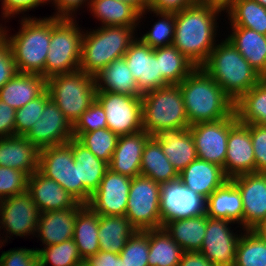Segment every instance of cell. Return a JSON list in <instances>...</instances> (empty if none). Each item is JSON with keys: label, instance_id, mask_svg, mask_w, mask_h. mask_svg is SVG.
I'll use <instances>...</instances> for the list:
<instances>
[{"label": "cell", "instance_id": "cell-24", "mask_svg": "<svg viewBox=\"0 0 266 266\" xmlns=\"http://www.w3.org/2000/svg\"><path fill=\"white\" fill-rule=\"evenodd\" d=\"M228 179L221 166L199 158L179 173V180L187 188L200 194L205 199Z\"/></svg>", "mask_w": 266, "mask_h": 266}, {"label": "cell", "instance_id": "cell-16", "mask_svg": "<svg viewBox=\"0 0 266 266\" xmlns=\"http://www.w3.org/2000/svg\"><path fill=\"white\" fill-rule=\"evenodd\" d=\"M131 180L108 168L87 205L98 215H125Z\"/></svg>", "mask_w": 266, "mask_h": 266}, {"label": "cell", "instance_id": "cell-55", "mask_svg": "<svg viewBox=\"0 0 266 266\" xmlns=\"http://www.w3.org/2000/svg\"><path fill=\"white\" fill-rule=\"evenodd\" d=\"M197 0H150L149 9L158 12L176 13Z\"/></svg>", "mask_w": 266, "mask_h": 266}, {"label": "cell", "instance_id": "cell-59", "mask_svg": "<svg viewBox=\"0 0 266 266\" xmlns=\"http://www.w3.org/2000/svg\"><path fill=\"white\" fill-rule=\"evenodd\" d=\"M125 2L134 7L139 13H142L149 9L150 0H119Z\"/></svg>", "mask_w": 266, "mask_h": 266}, {"label": "cell", "instance_id": "cell-33", "mask_svg": "<svg viewBox=\"0 0 266 266\" xmlns=\"http://www.w3.org/2000/svg\"><path fill=\"white\" fill-rule=\"evenodd\" d=\"M136 232L125 215H99L98 242L100 251L119 254Z\"/></svg>", "mask_w": 266, "mask_h": 266}, {"label": "cell", "instance_id": "cell-32", "mask_svg": "<svg viewBox=\"0 0 266 266\" xmlns=\"http://www.w3.org/2000/svg\"><path fill=\"white\" fill-rule=\"evenodd\" d=\"M207 215L167 221L163 228L184 252L200 251L207 226Z\"/></svg>", "mask_w": 266, "mask_h": 266}, {"label": "cell", "instance_id": "cell-26", "mask_svg": "<svg viewBox=\"0 0 266 266\" xmlns=\"http://www.w3.org/2000/svg\"><path fill=\"white\" fill-rule=\"evenodd\" d=\"M39 151L25 136L0 138V166L20 170L30 176L38 170Z\"/></svg>", "mask_w": 266, "mask_h": 266}, {"label": "cell", "instance_id": "cell-12", "mask_svg": "<svg viewBox=\"0 0 266 266\" xmlns=\"http://www.w3.org/2000/svg\"><path fill=\"white\" fill-rule=\"evenodd\" d=\"M40 214L28 191L0 200V231H5L4 242L14 235L35 236Z\"/></svg>", "mask_w": 266, "mask_h": 266}, {"label": "cell", "instance_id": "cell-54", "mask_svg": "<svg viewBox=\"0 0 266 266\" xmlns=\"http://www.w3.org/2000/svg\"><path fill=\"white\" fill-rule=\"evenodd\" d=\"M16 110L0 99V138L15 136Z\"/></svg>", "mask_w": 266, "mask_h": 266}, {"label": "cell", "instance_id": "cell-64", "mask_svg": "<svg viewBox=\"0 0 266 266\" xmlns=\"http://www.w3.org/2000/svg\"><path fill=\"white\" fill-rule=\"evenodd\" d=\"M0 237H1V238H0V239H1V240H0V249H1L2 246H3V247L5 246V245H3V244H5V242H4V237H2L1 234H0ZM2 240H3V241H2Z\"/></svg>", "mask_w": 266, "mask_h": 266}, {"label": "cell", "instance_id": "cell-43", "mask_svg": "<svg viewBox=\"0 0 266 266\" xmlns=\"http://www.w3.org/2000/svg\"><path fill=\"white\" fill-rule=\"evenodd\" d=\"M73 136L97 158L108 164L119 139V135L108 128H101L88 133H73Z\"/></svg>", "mask_w": 266, "mask_h": 266}, {"label": "cell", "instance_id": "cell-11", "mask_svg": "<svg viewBox=\"0 0 266 266\" xmlns=\"http://www.w3.org/2000/svg\"><path fill=\"white\" fill-rule=\"evenodd\" d=\"M96 100L105 111L107 128L113 133L121 136L142 130V96L96 91Z\"/></svg>", "mask_w": 266, "mask_h": 266}, {"label": "cell", "instance_id": "cell-34", "mask_svg": "<svg viewBox=\"0 0 266 266\" xmlns=\"http://www.w3.org/2000/svg\"><path fill=\"white\" fill-rule=\"evenodd\" d=\"M87 8L102 26L140 27V13L128 3L119 0H90Z\"/></svg>", "mask_w": 266, "mask_h": 266}, {"label": "cell", "instance_id": "cell-52", "mask_svg": "<svg viewBox=\"0 0 266 266\" xmlns=\"http://www.w3.org/2000/svg\"><path fill=\"white\" fill-rule=\"evenodd\" d=\"M2 1V19L10 20L15 17L14 15L23 14L31 11V9L37 8L49 3V0H1Z\"/></svg>", "mask_w": 266, "mask_h": 266}, {"label": "cell", "instance_id": "cell-4", "mask_svg": "<svg viewBox=\"0 0 266 266\" xmlns=\"http://www.w3.org/2000/svg\"><path fill=\"white\" fill-rule=\"evenodd\" d=\"M26 16V17H25ZM20 29L13 36H4L11 47L18 73L39 74L45 78V63L51 40V16L39 19L21 16Z\"/></svg>", "mask_w": 266, "mask_h": 266}, {"label": "cell", "instance_id": "cell-38", "mask_svg": "<svg viewBox=\"0 0 266 266\" xmlns=\"http://www.w3.org/2000/svg\"><path fill=\"white\" fill-rule=\"evenodd\" d=\"M160 75L169 85H179L197 66L174 45L154 48Z\"/></svg>", "mask_w": 266, "mask_h": 266}, {"label": "cell", "instance_id": "cell-56", "mask_svg": "<svg viewBox=\"0 0 266 266\" xmlns=\"http://www.w3.org/2000/svg\"><path fill=\"white\" fill-rule=\"evenodd\" d=\"M86 261L90 266H124L119 254L100 250L89 256Z\"/></svg>", "mask_w": 266, "mask_h": 266}, {"label": "cell", "instance_id": "cell-40", "mask_svg": "<svg viewBox=\"0 0 266 266\" xmlns=\"http://www.w3.org/2000/svg\"><path fill=\"white\" fill-rule=\"evenodd\" d=\"M230 27H244L266 35V8L253 0H236L227 12Z\"/></svg>", "mask_w": 266, "mask_h": 266}, {"label": "cell", "instance_id": "cell-48", "mask_svg": "<svg viewBox=\"0 0 266 266\" xmlns=\"http://www.w3.org/2000/svg\"><path fill=\"white\" fill-rule=\"evenodd\" d=\"M107 128L106 115L101 104L95 100L73 125V133H88Z\"/></svg>", "mask_w": 266, "mask_h": 266}, {"label": "cell", "instance_id": "cell-19", "mask_svg": "<svg viewBox=\"0 0 266 266\" xmlns=\"http://www.w3.org/2000/svg\"><path fill=\"white\" fill-rule=\"evenodd\" d=\"M230 180L242 197L243 231L252 230L266 218V173H246Z\"/></svg>", "mask_w": 266, "mask_h": 266}, {"label": "cell", "instance_id": "cell-61", "mask_svg": "<svg viewBox=\"0 0 266 266\" xmlns=\"http://www.w3.org/2000/svg\"><path fill=\"white\" fill-rule=\"evenodd\" d=\"M74 266H90L86 260H81L80 262H77Z\"/></svg>", "mask_w": 266, "mask_h": 266}, {"label": "cell", "instance_id": "cell-65", "mask_svg": "<svg viewBox=\"0 0 266 266\" xmlns=\"http://www.w3.org/2000/svg\"><path fill=\"white\" fill-rule=\"evenodd\" d=\"M35 266H45V265H43L40 261H38Z\"/></svg>", "mask_w": 266, "mask_h": 266}, {"label": "cell", "instance_id": "cell-39", "mask_svg": "<svg viewBox=\"0 0 266 266\" xmlns=\"http://www.w3.org/2000/svg\"><path fill=\"white\" fill-rule=\"evenodd\" d=\"M183 252L164 228L149 230L148 266H178Z\"/></svg>", "mask_w": 266, "mask_h": 266}, {"label": "cell", "instance_id": "cell-3", "mask_svg": "<svg viewBox=\"0 0 266 266\" xmlns=\"http://www.w3.org/2000/svg\"><path fill=\"white\" fill-rule=\"evenodd\" d=\"M201 67L234 103L263 79L227 38L218 41Z\"/></svg>", "mask_w": 266, "mask_h": 266}, {"label": "cell", "instance_id": "cell-53", "mask_svg": "<svg viewBox=\"0 0 266 266\" xmlns=\"http://www.w3.org/2000/svg\"><path fill=\"white\" fill-rule=\"evenodd\" d=\"M51 2L55 11L57 10L53 16L58 18H75L78 8H81L82 5L89 7L90 4V0H49V4Z\"/></svg>", "mask_w": 266, "mask_h": 266}, {"label": "cell", "instance_id": "cell-49", "mask_svg": "<svg viewBox=\"0 0 266 266\" xmlns=\"http://www.w3.org/2000/svg\"><path fill=\"white\" fill-rule=\"evenodd\" d=\"M39 261L34 248H13L0 255V266H35Z\"/></svg>", "mask_w": 266, "mask_h": 266}, {"label": "cell", "instance_id": "cell-23", "mask_svg": "<svg viewBox=\"0 0 266 266\" xmlns=\"http://www.w3.org/2000/svg\"><path fill=\"white\" fill-rule=\"evenodd\" d=\"M151 137L143 130L119 136L112 159L108 164L109 169L130 178L139 176L143 150Z\"/></svg>", "mask_w": 266, "mask_h": 266}, {"label": "cell", "instance_id": "cell-21", "mask_svg": "<svg viewBox=\"0 0 266 266\" xmlns=\"http://www.w3.org/2000/svg\"><path fill=\"white\" fill-rule=\"evenodd\" d=\"M152 137L161 144L164 154L178 174L198 158L189 128L160 129Z\"/></svg>", "mask_w": 266, "mask_h": 266}, {"label": "cell", "instance_id": "cell-42", "mask_svg": "<svg viewBox=\"0 0 266 266\" xmlns=\"http://www.w3.org/2000/svg\"><path fill=\"white\" fill-rule=\"evenodd\" d=\"M147 12H150V14L152 12L153 14L155 13L153 16H157L159 19L157 22H154V25L152 26L151 30L147 31L141 37L138 38L144 44L149 45L153 49L172 45L175 29L174 13L158 12L148 9L140 13L139 23L142 21V18L146 17L145 15Z\"/></svg>", "mask_w": 266, "mask_h": 266}, {"label": "cell", "instance_id": "cell-45", "mask_svg": "<svg viewBox=\"0 0 266 266\" xmlns=\"http://www.w3.org/2000/svg\"><path fill=\"white\" fill-rule=\"evenodd\" d=\"M148 254L149 230H136L119 253L124 266H148Z\"/></svg>", "mask_w": 266, "mask_h": 266}, {"label": "cell", "instance_id": "cell-14", "mask_svg": "<svg viewBox=\"0 0 266 266\" xmlns=\"http://www.w3.org/2000/svg\"><path fill=\"white\" fill-rule=\"evenodd\" d=\"M206 213V199L187 188L179 179L161 185L160 215L163 225L170 220Z\"/></svg>", "mask_w": 266, "mask_h": 266}, {"label": "cell", "instance_id": "cell-7", "mask_svg": "<svg viewBox=\"0 0 266 266\" xmlns=\"http://www.w3.org/2000/svg\"><path fill=\"white\" fill-rule=\"evenodd\" d=\"M76 18L51 16V40L45 63V79L79 70L83 30Z\"/></svg>", "mask_w": 266, "mask_h": 266}, {"label": "cell", "instance_id": "cell-37", "mask_svg": "<svg viewBox=\"0 0 266 266\" xmlns=\"http://www.w3.org/2000/svg\"><path fill=\"white\" fill-rule=\"evenodd\" d=\"M234 112L238 122L244 125H266V78L234 103Z\"/></svg>", "mask_w": 266, "mask_h": 266}, {"label": "cell", "instance_id": "cell-30", "mask_svg": "<svg viewBox=\"0 0 266 266\" xmlns=\"http://www.w3.org/2000/svg\"><path fill=\"white\" fill-rule=\"evenodd\" d=\"M74 162L80 163V180L82 181V204L87 205L92 193L99 187L108 163L97 158L88 148L73 138Z\"/></svg>", "mask_w": 266, "mask_h": 266}, {"label": "cell", "instance_id": "cell-46", "mask_svg": "<svg viewBox=\"0 0 266 266\" xmlns=\"http://www.w3.org/2000/svg\"><path fill=\"white\" fill-rule=\"evenodd\" d=\"M50 100V95L45 90L40 96L28 102L15 113V135L26 136L32 126L40 119L45 104Z\"/></svg>", "mask_w": 266, "mask_h": 266}, {"label": "cell", "instance_id": "cell-28", "mask_svg": "<svg viewBox=\"0 0 266 266\" xmlns=\"http://www.w3.org/2000/svg\"><path fill=\"white\" fill-rule=\"evenodd\" d=\"M45 90L46 79L42 75L17 73L1 87L0 99L18 110Z\"/></svg>", "mask_w": 266, "mask_h": 266}, {"label": "cell", "instance_id": "cell-8", "mask_svg": "<svg viewBox=\"0 0 266 266\" xmlns=\"http://www.w3.org/2000/svg\"><path fill=\"white\" fill-rule=\"evenodd\" d=\"M179 85H169L142 95V130L151 136L160 129L189 128Z\"/></svg>", "mask_w": 266, "mask_h": 266}, {"label": "cell", "instance_id": "cell-44", "mask_svg": "<svg viewBox=\"0 0 266 266\" xmlns=\"http://www.w3.org/2000/svg\"><path fill=\"white\" fill-rule=\"evenodd\" d=\"M39 261L50 266H74L83 260L73 239L43 248H36Z\"/></svg>", "mask_w": 266, "mask_h": 266}, {"label": "cell", "instance_id": "cell-62", "mask_svg": "<svg viewBox=\"0 0 266 266\" xmlns=\"http://www.w3.org/2000/svg\"><path fill=\"white\" fill-rule=\"evenodd\" d=\"M5 33V27H3L2 24H0V40L4 37Z\"/></svg>", "mask_w": 266, "mask_h": 266}, {"label": "cell", "instance_id": "cell-9", "mask_svg": "<svg viewBox=\"0 0 266 266\" xmlns=\"http://www.w3.org/2000/svg\"><path fill=\"white\" fill-rule=\"evenodd\" d=\"M161 184L136 176L131 180L125 216L139 231L163 228L160 215Z\"/></svg>", "mask_w": 266, "mask_h": 266}, {"label": "cell", "instance_id": "cell-13", "mask_svg": "<svg viewBox=\"0 0 266 266\" xmlns=\"http://www.w3.org/2000/svg\"><path fill=\"white\" fill-rule=\"evenodd\" d=\"M237 123L234 112L222 120L191 125L189 130L195 142L198 158L218 164L224 170L229 131Z\"/></svg>", "mask_w": 266, "mask_h": 266}, {"label": "cell", "instance_id": "cell-15", "mask_svg": "<svg viewBox=\"0 0 266 266\" xmlns=\"http://www.w3.org/2000/svg\"><path fill=\"white\" fill-rule=\"evenodd\" d=\"M233 221L207 217L204 241L200 252L216 266H234L236 247L242 234L231 230Z\"/></svg>", "mask_w": 266, "mask_h": 266}, {"label": "cell", "instance_id": "cell-2", "mask_svg": "<svg viewBox=\"0 0 266 266\" xmlns=\"http://www.w3.org/2000/svg\"><path fill=\"white\" fill-rule=\"evenodd\" d=\"M179 86L190 126L222 120L234 113V101L202 67H196Z\"/></svg>", "mask_w": 266, "mask_h": 266}, {"label": "cell", "instance_id": "cell-18", "mask_svg": "<svg viewBox=\"0 0 266 266\" xmlns=\"http://www.w3.org/2000/svg\"><path fill=\"white\" fill-rule=\"evenodd\" d=\"M128 64L133 78L137 81L139 93L169 86L159 72V60L154 55V49L144 44L138 35L129 45L123 56Z\"/></svg>", "mask_w": 266, "mask_h": 266}, {"label": "cell", "instance_id": "cell-47", "mask_svg": "<svg viewBox=\"0 0 266 266\" xmlns=\"http://www.w3.org/2000/svg\"><path fill=\"white\" fill-rule=\"evenodd\" d=\"M28 178L20 170L0 166V200L27 191Z\"/></svg>", "mask_w": 266, "mask_h": 266}, {"label": "cell", "instance_id": "cell-17", "mask_svg": "<svg viewBox=\"0 0 266 266\" xmlns=\"http://www.w3.org/2000/svg\"><path fill=\"white\" fill-rule=\"evenodd\" d=\"M26 139L39 150L68 143L73 136V126L62 111L50 99L44 107L40 119L26 134Z\"/></svg>", "mask_w": 266, "mask_h": 266}, {"label": "cell", "instance_id": "cell-35", "mask_svg": "<svg viewBox=\"0 0 266 266\" xmlns=\"http://www.w3.org/2000/svg\"><path fill=\"white\" fill-rule=\"evenodd\" d=\"M140 175L151 178L161 185L179 179V174L167 159L161 144L153 137L145 144Z\"/></svg>", "mask_w": 266, "mask_h": 266}, {"label": "cell", "instance_id": "cell-6", "mask_svg": "<svg viewBox=\"0 0 266 266\" xmlns=\"http://www.w3.org/2000/svg\"><path fill=\"white\" fill-rule=\"evenodd\" d=\"M50 99L73 126L96 100L95 77L77 70L46 79Z\"/></svg>", "mask_w": 266, "mask_h": 266}, {"label": "cell", "instance_id": "cell-50", "mask_svg": "<svg viewBox=\"0 0 266 266\" xmlns=\"http://www.w3.org/2000/svg\"><path fill=\"white\" fill-rule=\"evenodd\" d=\"M256 172L266 173V125L250 124Z\"/></svg>", "mask_w": 266, "mask_h": 266}, {"label": "cell", "instance_id": "cell-41", "mask_svg": "<svg viewBox=\"0 0 266 266\" xmlns=\"http://www.w3.org/2000/svg\"><path fill=\"white\" fill-rule=\"evenodd\" d=\"M234 266H266V240L252 230H244L237 243Z\"/></svg>", "mask_w": 266, "mask_h": 266}, {"label": "cell", "instance_id": "cell-51", "mask_svg": "<svg viewBox=\"0 0 266 266\" xmlns=\"http://www.w3.org/2000/svg\"><path fill=\"white\" fill-rule=\"evenodd\" d=\"M18 70L13 59L11 47L5 36L0 40V89L12 79Z\"/></svg>", "mask_w": 266, "mask_h": 266}, {"label": "cell", "instance_id": "cell-36", "mask_svg": "<svg viewBox=\"0 0 266 266\" xmlns=\"http://www.w3.org/2000/svg\"><path fill=\"white\" fill-rule=\"evenodd\" d=\"M99 215L88 205H84L76 214L73 240L82 259L95 255L99 250Z\"/></svg>", "mask_w": 266, "mask_h": 266}, {"label": "cell", "instance_id": "cell-29", "mask_svg": "<svg viewBox=\"0 0 266 266\" xmlns=\"http://www.w3.org/2000/svg\"><path fill=\"white\" fill-rule=\"evenodd\" d=\"M227 39L258 72L266 78V35L244 27H231Z\"/></svg>", "mask_w": 266, "mask_h": 266}, {"label": "cell", "instance_id": "cell-22", "mask_svg": "<svg viewBox=\"0 0 266 266\" xmlns=\"http://www.w3.org/2000/svg\"><path fill=\"white\" fill-rule=\"evenodd\" d=\"M27 191L41 213L82 205L60 184L45 177L38 170L29 176Z\"/></svg>", "mask_w": 266, "mask_h": 266}, {"label": "cell", "instance_id": "cell-10", "mask_svg": "<svg viewBox=\"0 0 266 266\" xmlns=\"http://www.w3.org/2000/svg\"><path fill=\"white\" fill-rule=\"evenodd\" d=\"M38 171L56 181L82 204L80 163L74 162L73 138L66 144L47 147L39 151Z\"/></svg>", "mask_w": 266, "mask_h": 266}, {"label": "cell", "instance_id": "cell-1", "mask_svg": "<svg viewBox=\"0 0 266 266\" xmlns=\"http://www.w3.org/2000/svg\"><path fill=\"white\" fill-rule=\"evenodd\" d=\"M219 13L221 16L219 10L198 1L174 13L175 29L172 45L197 67H201L207 61L217 44Z\"/></svg>", "mask_w": 266, "mask_h": 266}, {"label": "cell", "instance_id": "cell-58", "mask_svg": "<svg viewBox=\"0 0 266 266\" xmlns=\"http://www.w3.org/2000/svg\"><path fill=\"white\" fill-rule=\"evenodd\" d=\"M198 2L208 5L211 8L219 10L220 12H228L236 0H197Z\"/></svg>", "mask_w": 266, "mask_h": 266}, {"label": "cell", "instance_id": "cell-20", "mask_svg": "<svg viewBox=\"0 0 266 266\" xmlns=\"http://www.w3.org/2000/svg\"><path fill=\"white\" fill-rule=\"evenodd\" d=\"M256 172L254 150L250 135V124L238 122L230 131L224 163V173L232 177Z\"/></svg>", "mask_w": 266, "mask_h": 266}, {"label": "cell", "instance_id": "cell-25", "mask_svg": "<svg viewBox=\"0 0 266 266\" xmlns=\"http://www.w3.org/2000/svg\"><path fill=\"white\" fill-rule=\"evenodd\" d=\"M83 206L41 213L35 234L37 239L40 238L44 247L72 239L76 214Z\"/></svg>", "mask_w": 266, "mask_h": 266}, {"label": "cell", "instance_id": "cell-31", "mask_svg": "<svg viewBox=\"0 0 266 266\" xmlns=\"http://www.w3.org/2000/svg\"><path fill=\"white\" fill-rule=\"evenodd\" d=\"M97 91H110L129 96H142L124 57L108 64L95 76Z\"/></svg>", "mask_w": 266, "mask_h": 266}, {"label": "cell", "instance_id": "cell-5", "mask_svg": "<svg viewBox=\"0 0 266 266\" xmlns=\"http://www.w3.org/2000/svg\"><path fill=\"white\" fill-rule=\"evenodd\" d=\"M138 27L100 26L83 32L79 70L95 77L112 61L122 58L136 39Z\"/></svg>", "mask_w": 266, "mask_h": 266}, {"label": "cell", "instance_id": "cell-60", "mask_svg": "<svg viewBox=\"0 0 266 266\" xmlns=\"http://www.w3.org/2000/svg\"><path fill=\"white\" fill-rule=\"evenodd\" d=\"M261 239L266 240V218H264L260 223H258L253 229Z\"/></svg>", "mask_w": 266, "mask_h": 266}, {"label": "cell", "instance_id": "cell-27", "mask_svg": "<svg viewBox=\"0 0 266 266\" xmlns=\"http://www.w3.org/2000/svg\"><path fill=\"white\" fill-rule=\"evenodd\" d=\"M206 215L238 223L243 230V204L236 185L228 179L206 199Z\"/></svg>", "mask_w": 266, "mask_h": 266}, {"label": "cell", "instance_id": "cell-63", "mask_svg": "<svg viewBox=\"0 0 266 266\" xmlns=\"http://www.w3.org/2000/svg\"><path fill=\"white\" fill-rule=\"evenodd\" d=\"M253 1H255V2L261 4L263 7L266 8V0H253Z\"/></svg>", "mask_w": 266, "mask_h": 266}, {"label": "cell", "instance_id": "cell-57", "mask_svg": "<svg viewBox=\"0 0 266 266\" xmlns=\"http://www.w3.org/2000/svg\"><path fill=\"white\" fill-rule=\"evenodd\" d=\"M178 266H216L210 262L200 251L183 252Z\"/></svg>", "mask_w": 266, "mask_h": 266}]
</instances>
